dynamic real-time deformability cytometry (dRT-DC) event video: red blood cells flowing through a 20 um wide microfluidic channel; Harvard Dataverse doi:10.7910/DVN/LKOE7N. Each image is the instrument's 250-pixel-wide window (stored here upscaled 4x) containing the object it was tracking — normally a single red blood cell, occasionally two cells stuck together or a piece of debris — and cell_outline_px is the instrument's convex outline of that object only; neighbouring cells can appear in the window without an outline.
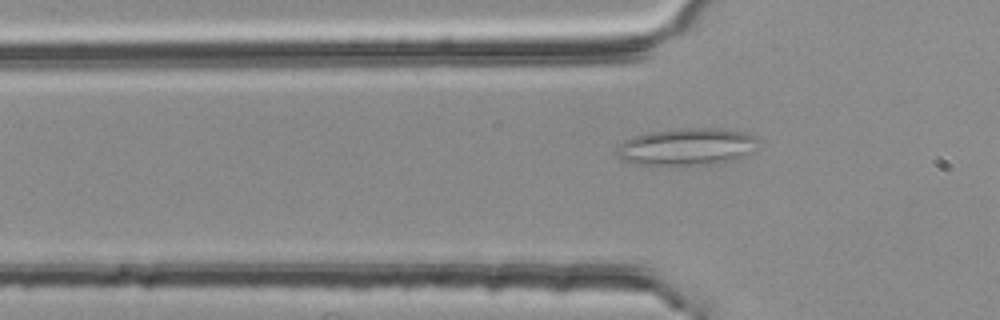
{"species": "common noctule bat (a hibernating species)", "species_latin": "Nyctalus noctula", "temperature_condition": "room temperature", "stored_images_in_passage": 5, "camera_frame_rate_fps": 3000, "um_per_image_px": 0.085, "animal": {"sex": "female", "body_mass_g": 25.1}, "frame": {"image": 1, "passage_image": 5, "time_ms": 1.333, "image_size_px": [1000, 320], "cell_outline_px": [[760, 140], [736, 160], [712, 164], [636, 164], [624, 160], [616, 152], [620, 144], [624, 140], [648, 132], [676, 128], [716, 128], [744, 132], [756, 136]], "centroid_in_image_um": [58.36, 12.45], "position_along_channel_um": 67.4, "area_um2": 30.06}}